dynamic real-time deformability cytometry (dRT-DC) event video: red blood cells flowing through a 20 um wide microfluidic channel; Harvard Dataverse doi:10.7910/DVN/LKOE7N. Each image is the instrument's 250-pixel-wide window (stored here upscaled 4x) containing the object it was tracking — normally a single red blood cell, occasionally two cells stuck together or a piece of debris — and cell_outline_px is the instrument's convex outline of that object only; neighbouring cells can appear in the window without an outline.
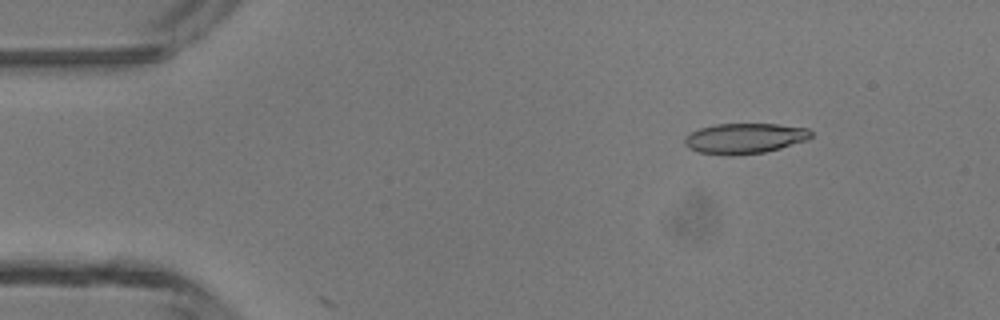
{"species": "common noctule bat (a hibernating species)", "species_latin": "Nyctalus noctula", "temperature_condition": "room temperature", "stored_images_in_passage": 2, "camera_frame_rate_fps": 3000, "um_per_image_px": 0.085, "animal": {"sex": "male", "body_mass_g": 13.3}, "frame": {"image": 1, "passage_image": 1, "time_ms": 0.0, "image_size_px": [1000, 320], "cell_outline_px": [[812, 136], [808, 140], [780, 148], [764, 152], [732, 156], [728, 156], [700, 152], [688, 148], [684, 144], [684, 136], [700, 128], [716, 124], [776, 124], [808, 128], [812, 132]], "centroid_in_image_um": [63.29, 11.77], "position_along_channel_um": 21.7, "area_um2": 22.48}}